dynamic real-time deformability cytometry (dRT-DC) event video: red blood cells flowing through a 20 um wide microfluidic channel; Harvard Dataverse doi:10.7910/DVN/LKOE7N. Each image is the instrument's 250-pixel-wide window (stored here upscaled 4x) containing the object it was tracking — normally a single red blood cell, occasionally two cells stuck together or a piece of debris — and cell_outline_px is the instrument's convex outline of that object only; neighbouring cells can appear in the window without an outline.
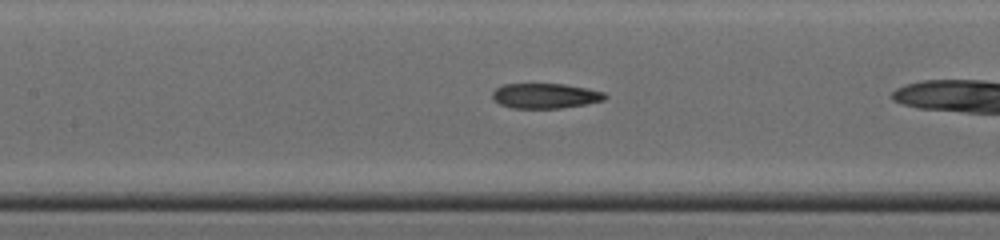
{"species": "common noctule bat (a hibernating species)", "species_latin": "Nyctalus noctula", "temperature_condition": "cold", "stored_images_in_passage": 11, "segment_of_instrument_passage": [2, 2], "camera_frame_rate_fps": 3000, "um_per_image_px": 0.085, "animal": {"sex": "male", "body_mass_g": 19.0, "forearm_length_mm": 50.8}, "frame": {"image": 1, "passage_image": 7, "time_ms": 2.0, "image_size_px": [1000, 240], "cell_outline_px": [[608, 96], [604, 100], [584, 104], [560, 108], [512, 108], [500, 104], [492, 96], [492, 92], [496, 88], [504, 84], [564, 84], [588, 88], [604, 92]], "centroid_in_image_um": [46.36, 8.14], "position_along_channel_um": 161.0, "area_um2": 16.36}}
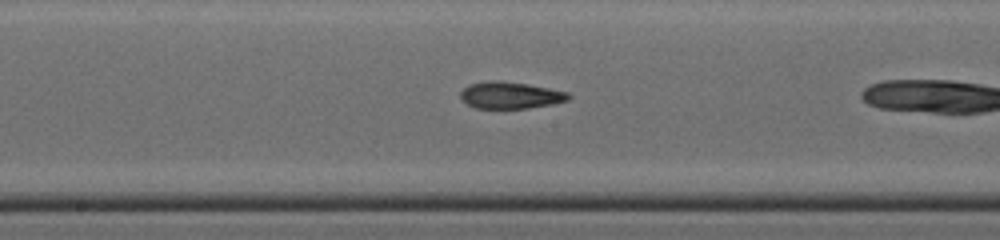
{"frame": {"image": 2, "passage_image": 10, "time_ms": 3.0, "image_size_px": [1000, 240], "cell_outline_px": [[572, 96], [568, 100], [552, 104], [528, 108], [476, 108], [468, 104], [460, 96], [460, 92], [468, 84], [492, 80], [500, 80], [528, 84], [568, 92]], "centroid_in_image_um": [43.39, 8.08], "position_along_channel_um": 204.8, "area_um2": 16.82}}